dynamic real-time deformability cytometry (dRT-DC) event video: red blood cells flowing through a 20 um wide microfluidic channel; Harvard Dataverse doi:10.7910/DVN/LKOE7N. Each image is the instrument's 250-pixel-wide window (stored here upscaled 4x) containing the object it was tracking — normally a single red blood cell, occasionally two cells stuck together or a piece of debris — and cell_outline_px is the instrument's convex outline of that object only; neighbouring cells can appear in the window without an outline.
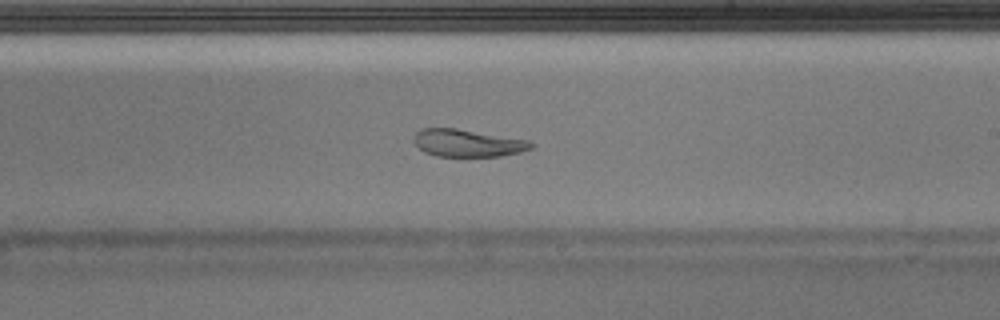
{"species": "Egyptian fruit bat (a non-hibernating species)", "species_latin": "Rousettus aegyptiacus", "temperature_condition": "warm", "stored_images_in_passage": 41, "camera_frame_rate_fps": 3000, "um_per_image_px": 0.085, "animal": {"sex": "male"}, "frame": {"image": 1, "passage_image": 24, "time_ms": 7.667, "image_size_px": [1000, 320], "cell_outline_px": [[536, 144], [532, 148], [520, 152], [500, 156], [436, 156], [424, 152], [412, 140], [416, 132], [420, 128], [456, 128], [528, 140]], "centroid_in_image_um": [39.74, 12.15], "position_along_channel_um": 249.3, "area_um2": 18.73}}
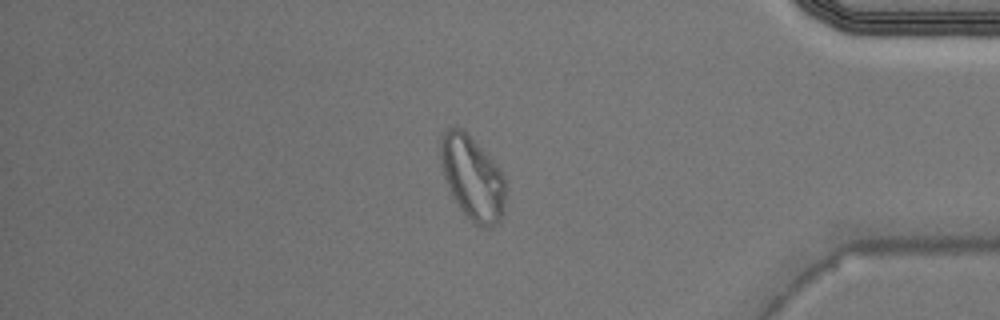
{"frame": {"image": 2, "passage_image": 35, "time_ms": 11.333, "image_size_px": [1000, 320], "cell_outline_px": [[508, 184], [504, 216], [492, 228], [484, 228], [472, 224], [452, 196], [444, 176], [440, 164], [440, 136], [452, 124], [464, 128], [504, 172], [508, 180]], "centroid_in_image_um": [40.21, 15.11], "position_along_channel_um": 395.0, "area_um2": 33.18}}
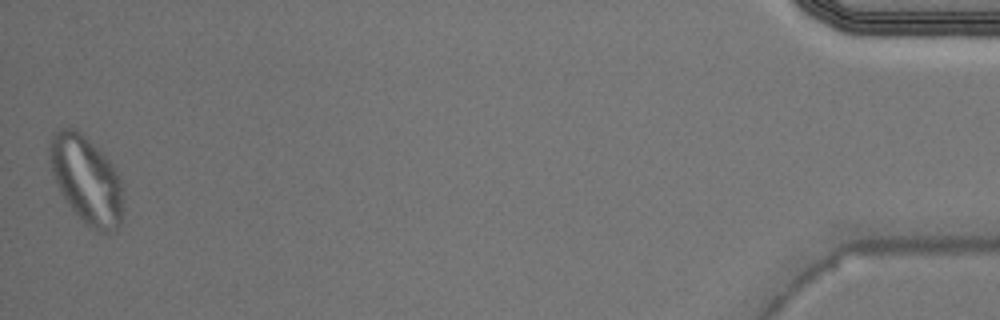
{"frame": {"image": 3, "passage_image": 41, "time_ms": 13.333, "image_size_px": [1000, 320], "cell_outline_px": [[120, 224], [116, 232], [96, 232], [68, 204], [60, 192], [52, 172], [48, 148], [48, 144], [52, 136], [60, 128], [72, 128], [80, 132], [112, 164], [120, 180]], "centroid_in_image_um": [7.3, 15.27], "position_along_channel_um": 427.9, "area_um2": 36.36}}